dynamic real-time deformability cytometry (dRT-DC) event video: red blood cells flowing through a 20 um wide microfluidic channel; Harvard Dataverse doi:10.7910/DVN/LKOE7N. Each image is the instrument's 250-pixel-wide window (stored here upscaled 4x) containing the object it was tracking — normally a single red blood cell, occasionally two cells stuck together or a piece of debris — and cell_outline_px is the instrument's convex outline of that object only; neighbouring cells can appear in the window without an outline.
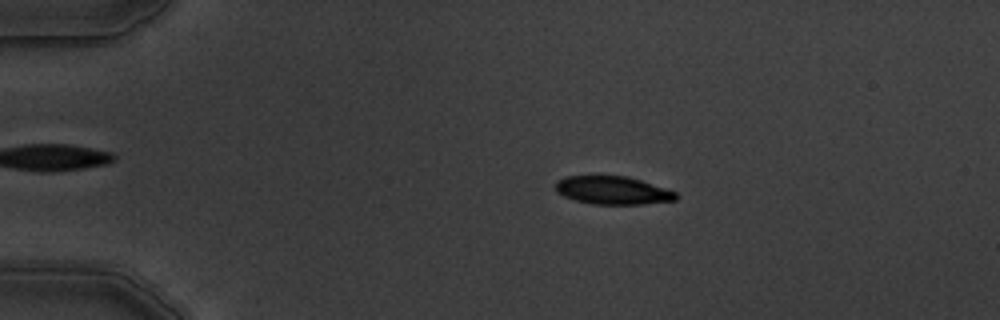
{"species": "common noctule bat (a hibernating species)", "species_latin": "Nyctalus noctula", "temperature_condition": "warm", "stored_images_in_passage": 4, "camera_frame_rate_fps": 3000, "um_per_image_px": 0.085, "animal": {"sex": "male", "body_mass_g": 19.5, "forearm_length_mm": 54.6}, "frame": {"image": 1, "passage_image": 3, "time_ms": 2.667, "image_size_px": [1000, 320], "cell_outline_px": [[680, 196], [676, 200], [640, 204], [592, 204], [576, 200], [564, 196], [556, 192], [556, 180], [564, 176], [628, 176], [676, 192]], "centroid_in_image_um": [52.06, 16.18], "position_along_channel_um": 32.9, "area_um2": 19.65}}